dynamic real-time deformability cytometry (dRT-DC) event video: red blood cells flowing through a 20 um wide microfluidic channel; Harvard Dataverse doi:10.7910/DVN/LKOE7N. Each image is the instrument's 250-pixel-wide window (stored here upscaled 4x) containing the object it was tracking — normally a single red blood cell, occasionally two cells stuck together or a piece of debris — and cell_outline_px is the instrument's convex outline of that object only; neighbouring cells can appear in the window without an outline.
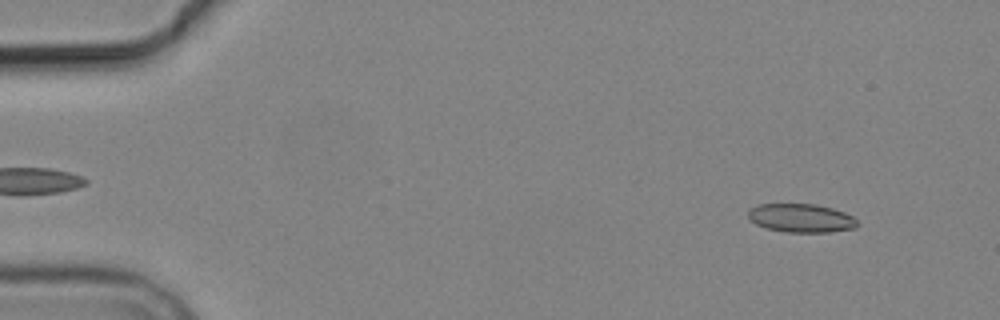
{"species": "common noctule bat (a hibernating species)", "species_latin": "Nyctalus noctula", "temperature_condition": "cold", "stored_images_in_passage": 6, "camera_frame_rate_fps": 3000, "um_per_image_px": 0.085, "animal": {"sex": "male", "body_mass_g": 19.2, "forearm_length_mm": 51.8}, "frame": {"image": 1, "passage_image": 1, "time_ms": 0.0, "image_size_px": [1000, 320], "cell_outline_px": [[860, 224], [856, 228], [828, 232], [788, 232], [768, 228], [756, 224], [748, 220], [748, 208], [756, 204], [816, 204], [832, 208], [844, 212], [852, 216]], "centroid_in_image_um": [68.08, 18.53], "position_along_channel_um": 16.9, "area_um2": 18.32}}
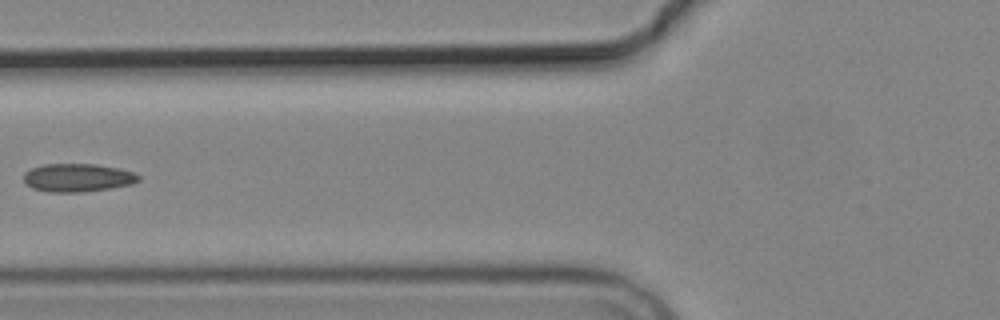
{"frame": {"image": 2, "passage_image": 5, "time_ms": 5.667, "image_size_px": [1000, 320], "cell_outline_px": [[140, 180], [132, 184], [108, 188], [80, 192], [52, 192], [32, 188], [24, 184], [24, 172], [32, 168], [44, 164], [96, 164], [120, 168], [132, 172], [140, 176]], "centroid_in_image_um": [6.58, 15.09], "position_along_channel_um": 119.2, "area_um2": 18.84}}
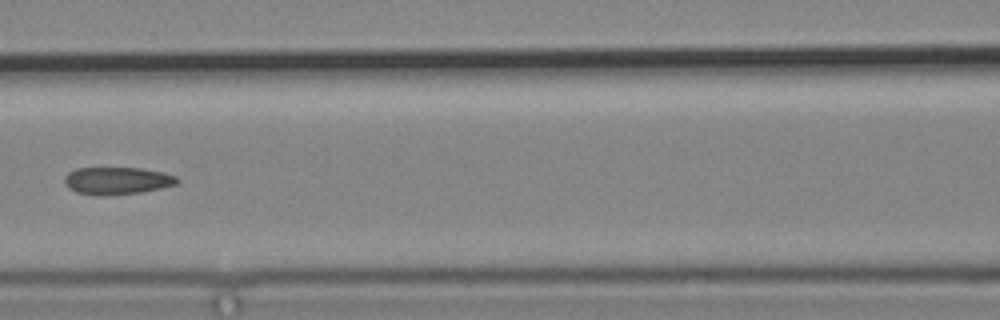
{"frame": {"image": 3, "passage_image": 6, "time_ms": 6.667, "image_size_px": [1000, 320], "cell_outline_px": [[180, 180], [176, 184], [160, 188], [140, 192], [76, 192], [68, 188], [64, 184], [64, 176], [68, 172], [76, 168], [140, 168], [160, 172], [176, 176]], "centroid_in_image_um": [9.95, 15.3], "position_along_channel_um": 156.7, "area_um2": 16.99}}